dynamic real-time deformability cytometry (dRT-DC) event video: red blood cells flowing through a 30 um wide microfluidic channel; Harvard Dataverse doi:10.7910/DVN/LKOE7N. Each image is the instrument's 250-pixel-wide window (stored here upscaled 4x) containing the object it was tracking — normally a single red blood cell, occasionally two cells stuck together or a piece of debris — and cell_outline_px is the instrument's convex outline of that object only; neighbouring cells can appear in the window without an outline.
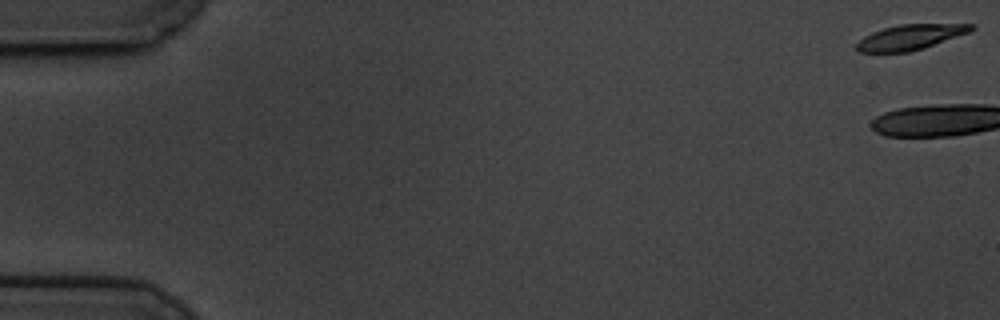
{"species": "common noctule bat (a hibernating species)", "species_latin": "Nyctalus noctula", "temperature_condition": "cold", "stored_images_in_passage": 4, "camera_frame_rate_fps": 3000, "um_per_image_px": 0.085, "animal": {"sex": "male", "body_mass_g": 19.5, "forearm_length_mm": 54.6}, "frame": {"image": 1, "passage_image": 1, "time_ms": 0.0, "image_size_px": [1000, 320], "cell_outline_px": [[976, 28], [968, 32], [924, 48], [908, 52], [860, 52], [856, 48], [856, 44], [864, 36], [872, 32], [884, 28], [900, 24], [976, 24]], "centroid_in_image_um": [77.37, 3.15], "position_along_channel_um": 7.6, "area_um2": 16.65}}